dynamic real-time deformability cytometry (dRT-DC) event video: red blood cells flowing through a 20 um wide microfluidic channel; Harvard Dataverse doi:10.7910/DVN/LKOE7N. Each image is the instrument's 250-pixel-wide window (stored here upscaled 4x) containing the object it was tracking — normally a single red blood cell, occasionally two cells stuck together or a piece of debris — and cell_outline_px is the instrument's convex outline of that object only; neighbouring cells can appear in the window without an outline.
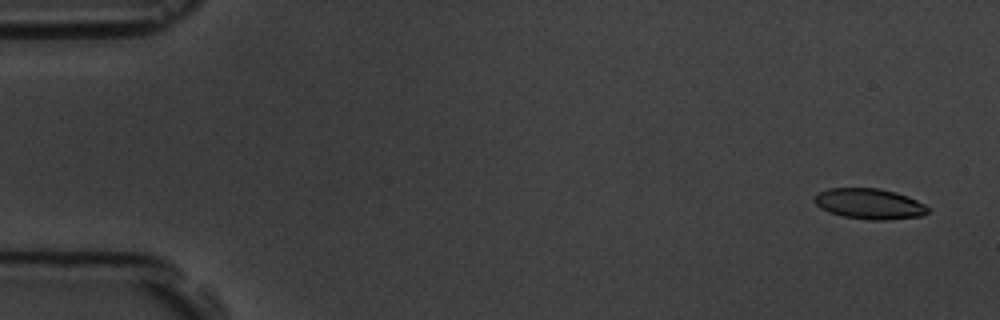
{"species": "common noctule bat (a hibernating species)", "species_latin": "Nyctalus noctula", "temperature_condition": "room temperature", "stored_images_in_passage": 5, "camera_frame_rate_fps": 3000, "um_per_image_px": 0.085, "animal": {"sex": "male", "body_mass_g": 19.5, "forearm_length_mm": 54.6}, "frame": {"image": 1, "passage_image": 1, "time_ms": 0.0, "image_size_px": [1000, 320], "cell_outline_px": [[928, 212], [924, 216], [884, 220], [872, 220], [844, 216], [828, 212], [820, 208], [812, 200], [820, 192], [828, 188], [880, 188], [896, 192], [908, 196], [924, 204], [928, 208]], "centroid_in_image_um": [73.91, 17.32], "position_along_channel_um": 11.1, "area_um2": 20.23}}
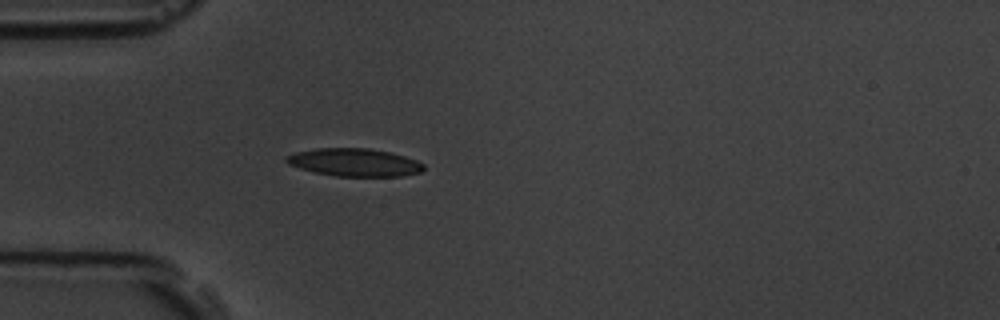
{"frame": {"image": 2, "passage_image": 5, "time_ms": 4.667, "image_size_px": [1000, 320], "cell_outline_px": [[424, 168], [420, 172], [400, 176], [336, 176], [316, 172], [300, 168], [288, 164], [284, 160], [284, 156], [296, 152], [316, 148], [368, 148], [388, 152], [404, 156], [416, 160], [424, 164]], "centroid_in_image_um": [30.09, 13.8], "position_along_channel_um": 54.9, "area_um2": 22.14}}